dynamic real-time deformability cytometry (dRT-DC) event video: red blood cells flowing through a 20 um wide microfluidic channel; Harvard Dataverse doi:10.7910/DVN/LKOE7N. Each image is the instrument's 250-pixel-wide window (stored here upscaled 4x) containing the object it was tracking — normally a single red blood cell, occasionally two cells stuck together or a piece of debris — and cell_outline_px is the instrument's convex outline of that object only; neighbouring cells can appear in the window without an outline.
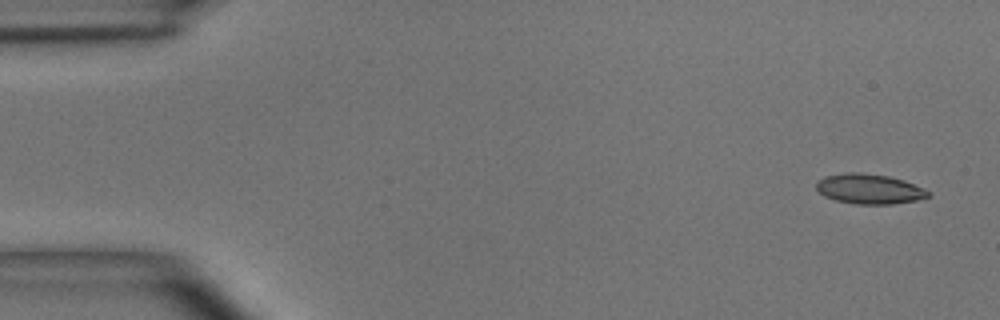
{"species": "common noctule bat (a hibernating species)", "species_latin": "Nyctalus noctula", "temperature_condition": "room temperature", "stored_images_in_passage": 49, "camera_frame_rate_fps": 3000, "um_per_image_px": 0.085, "animal": {"sex": "male", "body_mass_g": 15.6}, "frame": {"image": 1, "passage_image": 1, "time_ms": 0.0, "image_size_px": [1000, 320], "cell_outline_px": [[932, 196], [916, 200], [892, 204], [856, 204], [836, 200], [824, 196], [816, 188], [816, 184], [824, 176], [844, 172], [860, 172], [888, 176], [904, 180], [924, 188]], "centroid_in_image_um": [73.89, 16.05], "position_along_channel_um": 11.1, "area_um2": 19.54}}
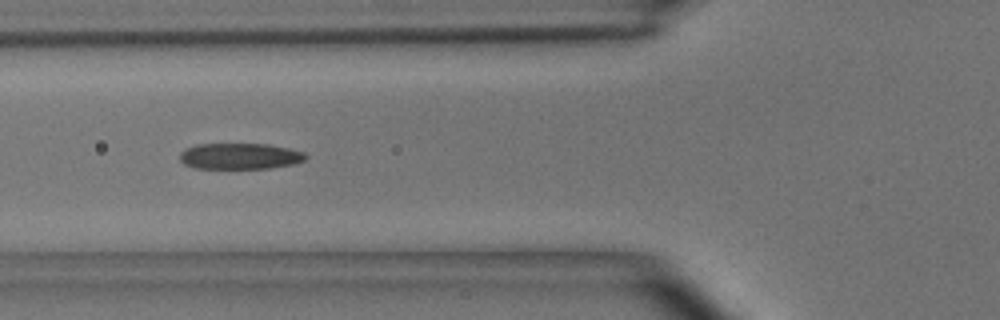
{"frame": {"image": 2, "passage_image": 17, "time_ms": 5.333, "image_size_px": [1000, 320], "cell_outline_px": [[308, 156], [304, 160], [296, 164], [272, 168], [196, 168], [184, 164], [180, 160], [180, 152], [184, 148], [196, 144], [268, 144], [288, 148], [304, 152]], "centroid_in_image_um": [20.4, 13.27], "position_along_channel_um": 105.4, "area_um2": 19.25}}
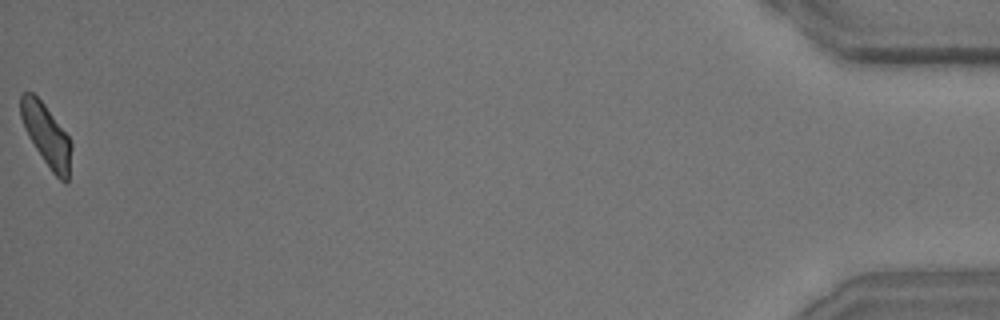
{"frame": {"image": 3, "passage_image": 49, "time_ms": 16.0, "image_size_px": [1000, 320], "cell_outline_px": [[72, 148], [68, 180], [64, 184], [52, 172], [28, 136], [24, 128], [20, 116], [20, 92], [32, 92], [44, 104], [68, 136], [72, 144]], "centroid_in_image_um": [3.94, 11.48], "position_along_channel_um": 431.3, "area_um2": 18.15}, "authors_computed_cell_mechanics": {"area_um2": 19.5364, "velocity_mm_per_s": 3.9556, "shape_relaxation_time_tau1_ms": 7.1456, "shape_relaxation_time_tau2_ms": 1.6869, "deformation_change_tau1": 0.1844, "deformation_change_tau2": 0.084}}